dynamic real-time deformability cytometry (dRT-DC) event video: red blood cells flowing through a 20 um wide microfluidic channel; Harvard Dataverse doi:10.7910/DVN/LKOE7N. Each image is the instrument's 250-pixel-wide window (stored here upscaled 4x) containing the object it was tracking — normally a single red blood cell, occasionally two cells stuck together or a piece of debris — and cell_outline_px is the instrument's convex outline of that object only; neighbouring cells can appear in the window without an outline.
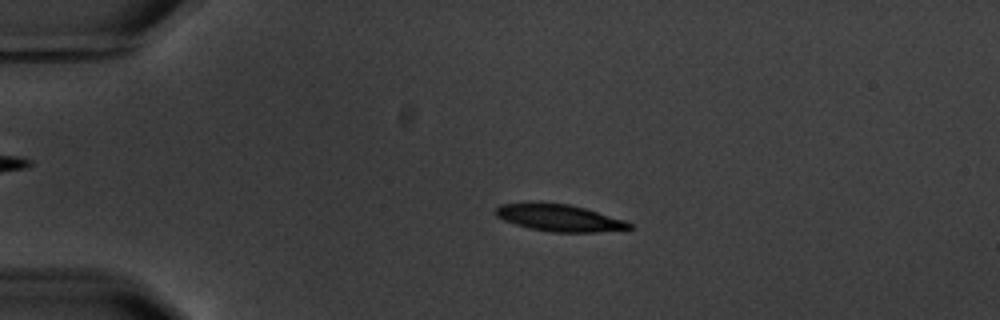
{"species": "common noctule bat (a hibernating species)", "species_latin": "Nyctalus noctula", "temperature_condition": "warm", "stored_images_in_passage": 5, "camera_frame_rate_fps": 3000, "um_per_image_px": 0.085, "animal": {"sex": "male", "body_mass_g": 20.1, "forearm_length_mm": 53.5}, "frame": {"image": 1, "passage_image": 3, "time_ms": 2.333, "image_size_px": [1000, 320], "cell_outline_px": [[632, 228], [596, 232], [552, 232], [528, 228], [504, 220], [496, 216], [492, 212], [500, 204], [568, 204], [584, 208], [624, 220], [632, 224]], "centroid_in_image_um": [47.52, 18.54], "position_along_channel_um": 37.5, "area_um2": 20.35}}
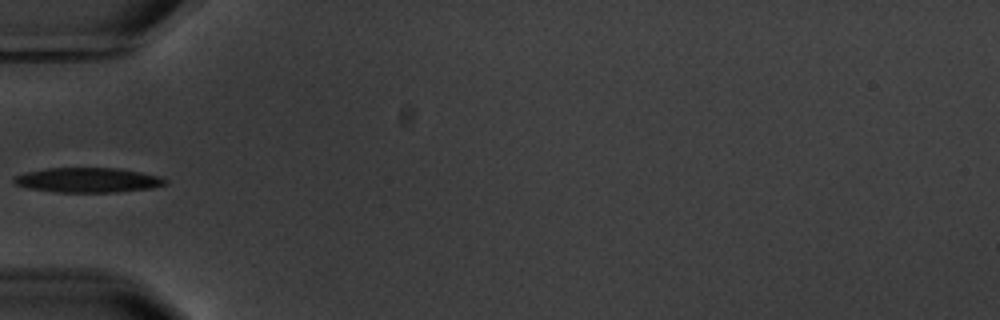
{"frame": {"image": 2, "passage_image": 5, "time_ms": 4.667, "image_size_px": [1000, 320], "cell_outline_px": [[168, 184], [152, 188], [116, 192], [56, 192], [28, 188], [16, 184], [12, 180], [12, 176], [24, 172], [48, 168], [120, 168], [160, 176], [168, 180]], "centroid_in_image_um": [7.47, 15.3], "position_along_channel_um": 77.5, "area_um2": 22.02}}